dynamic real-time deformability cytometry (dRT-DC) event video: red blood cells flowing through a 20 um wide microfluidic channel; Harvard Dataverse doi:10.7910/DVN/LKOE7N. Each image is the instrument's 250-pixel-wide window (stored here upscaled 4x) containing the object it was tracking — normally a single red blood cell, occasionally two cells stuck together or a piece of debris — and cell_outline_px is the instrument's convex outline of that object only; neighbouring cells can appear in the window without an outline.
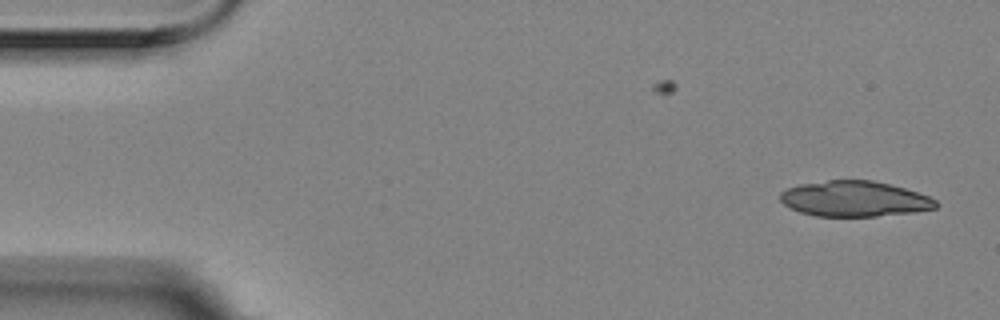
{"species": "Egyptian fruit bat (a non-hibernating species)", "species_latin": "Rousettus aegyptiacus", "temperature_condition": "room temperature", "stored_images_in_passage": 6, "camera_frame_rate_fps": 3000, "um_per_image_px": 0.085, "animal": {"sex": "female"}, "frame": {"image": 1, "passage_image": 1, "time_ms": 0.0, "image_size_px": [1000, 320], "cell_outline_px": [[940, 204], [936, 208], [912, 212], [876, 216], [816, 216], [800, 212], [784, 204], [780, 200], [780, 192], [788, 188], [800, 184], [828, 180], [872, 180], [904, 188], [928, 196], [936, 200]], "centroid_in_image_um": [72.63, 16.9], "position_along_channel_um": 12.4, "area_um2": 32.02}}